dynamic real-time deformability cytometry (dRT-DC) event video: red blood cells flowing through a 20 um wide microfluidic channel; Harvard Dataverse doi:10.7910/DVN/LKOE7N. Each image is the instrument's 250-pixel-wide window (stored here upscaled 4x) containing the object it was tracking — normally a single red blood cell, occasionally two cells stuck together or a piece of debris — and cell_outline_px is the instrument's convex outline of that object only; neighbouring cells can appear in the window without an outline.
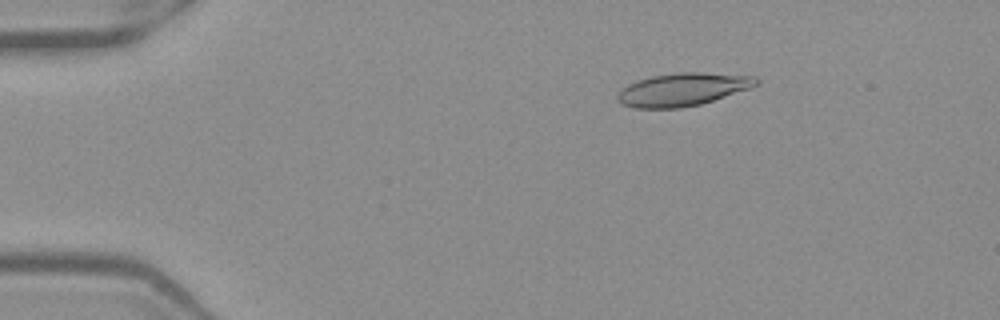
{"species": "Egyptian fruit bat (a non-hibernating species)", "species_latin": "Rousettus aegyptiacus", "temperature_condition": "warm", "stored_images_in_passage": 52, "camera_frame_rate_fps": 3000, "um_per_image_px": 0.085, "frame": {"image": 1, "passage_image": 9, "time_ms": 2.667, "image_size_px": [1000, 320], "cell_outline_px": [[760, 84], [752, 88], [700, 104], [680, 108], [632, 108], [620, 104], [616, 100], [616, 96], [628, 84], [652, 76], [676, 72], [700, 72], [756, 76], [760, 80]], "centroid_in_image_um": [58.06, 7.6], "position_along_channel_um": 26.9, "area_um2": 26.76}}
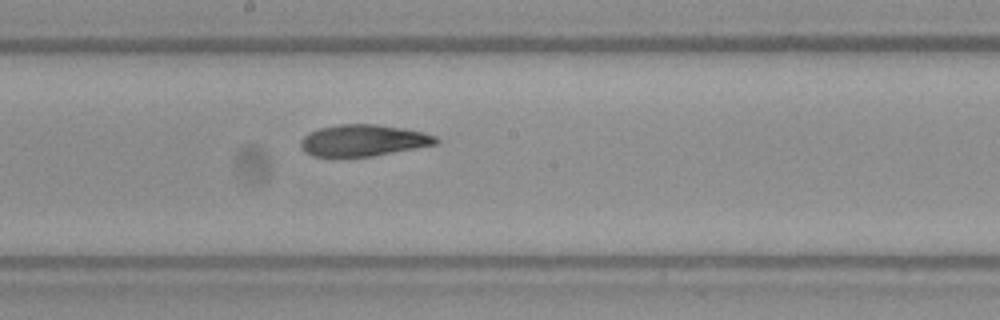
{"frame": {"image": 2, "passage_image": 29, "time_ms": 9.333, "image_size_px": [1000, 320], "cell_outline_px": [[440, 140], [436, 144], [416, 148], [372, 156], [332, 160], [312, 156], [304, 152], [300, 148], [300, 140], [308, 132], [320, 128], [340, 124], [376, 124], [404, 128], [424, 132], [436, 136]], "centroid_in_image_um": [30.8, 11.97], "position_along_channel_um": 217.4, "area_um2": 25.78}}
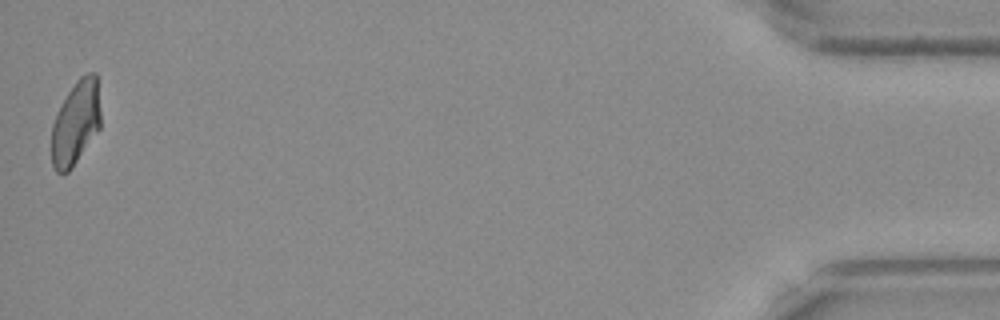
{"frame": {"image": 3, "passage_image": 52, "time_ms": 17.0, "image_size_px": [1000, 320], "cell_outline_px": [[100, 128], [72, 168], [68, 172], [56, 172], [52, 168], [52, 124], [56, 112], [68, 92], [76, 80], [84, 72], [96, 72], [100, 112]], "centroid_in_image_um": [6.43, 10.42], "position_along_channel_um": 428.8, "area_um2": 24.16}, "authors_computed_cell_mechanics": {"area_um2": 25.6343, "velocity_mm_per_s": 3.9345, "shape_relaxation_time_tau1_ms": null, "shape_relaxation_time_tau2_ms": 2.4893, "deformation_change_tau1": null, "deformation_change_tau2": 0.0963}}